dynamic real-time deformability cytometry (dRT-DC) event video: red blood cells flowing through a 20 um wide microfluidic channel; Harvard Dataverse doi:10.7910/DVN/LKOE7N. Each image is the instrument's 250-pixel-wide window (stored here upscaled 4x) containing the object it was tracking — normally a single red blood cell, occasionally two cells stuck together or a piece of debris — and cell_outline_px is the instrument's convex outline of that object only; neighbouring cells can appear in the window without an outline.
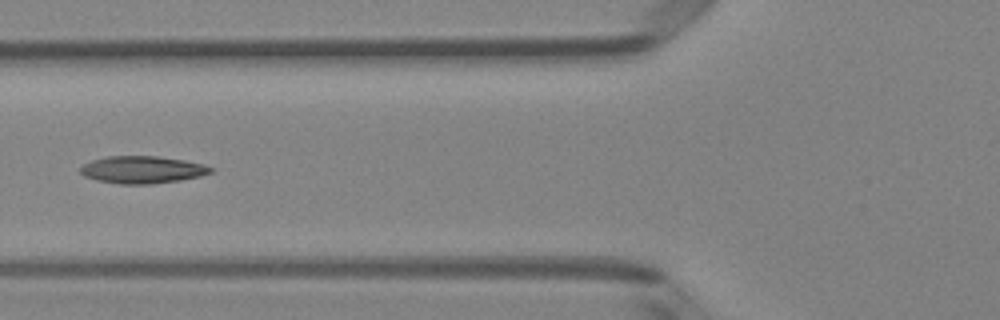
{"species": "Egyptian fruit bat (a non-hibernating species)", "species_latin": "Rousettus aegyptiacus", "temperature_condition": "room temperature", "stored_images_in_passage": 5, "camera_frame_rate_fps": 3000, "um_per_image_px": 0.085, "animal": {"sex": "female"}, "frame": {"image": 1, "passage_image": 5, "time_ms": 1.333, "image_size_px": [1000, 320], "cell_outline_px": [[212, 172], [200, 176], [180, 180], [152, 184], [120, 184], [96, 180], [84, 176], [80, 172], [80, 168], [84, 164], [92, 160], [108, 156], [156, 156], [184, 160], [204, 164], [212, 168]], "centroid_in_image_um": [12.09, 14.43], "position_along_channel_um": 113.7, "area_um2": 20.69}}